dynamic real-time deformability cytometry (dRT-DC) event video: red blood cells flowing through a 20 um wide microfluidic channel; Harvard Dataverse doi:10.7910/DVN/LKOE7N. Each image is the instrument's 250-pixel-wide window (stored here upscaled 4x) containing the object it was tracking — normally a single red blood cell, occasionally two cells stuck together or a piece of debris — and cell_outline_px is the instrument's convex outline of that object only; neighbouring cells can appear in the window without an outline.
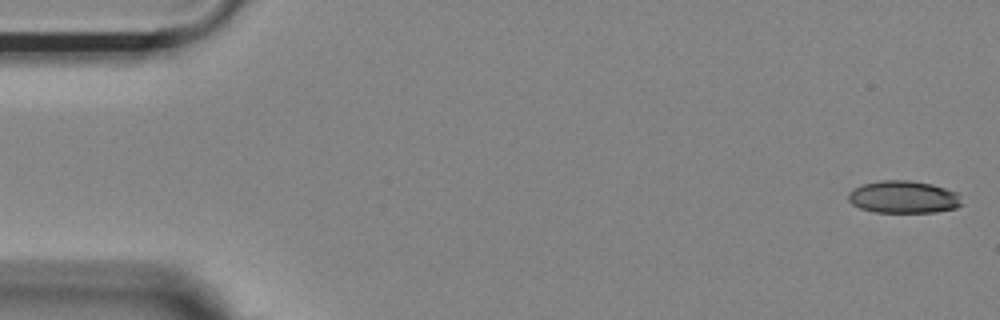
{"species": "Egyptian fruit bat (a non-hibernating species)", "species_latin": "Rousettus aegyptiacus", "temperature_condition": "room temperature", "stored_images_in_passage": 49, "camera_frame_rate_fps": 3000, "um_per_image_px": 0.085, "animal": {"sex": "female"}, "frame": {"image": 1, "passage_image": 1, "time_ms": 0.0, "image_size_px": [1000, 320], "cell_outline_px": [[964, 204], [956, 208], [936, 212], [876, 212], [860, 208], [852, 204], [848, 200], [848, 192], [852, 188], [864, 184], [880, 180], [908, 180], [932, 184], [956, 192], [960, 196]], "centroid_in_image_um": [76.8, 16.75], "position_along_channel_um": 8.2, "area_um2": 21.56}}
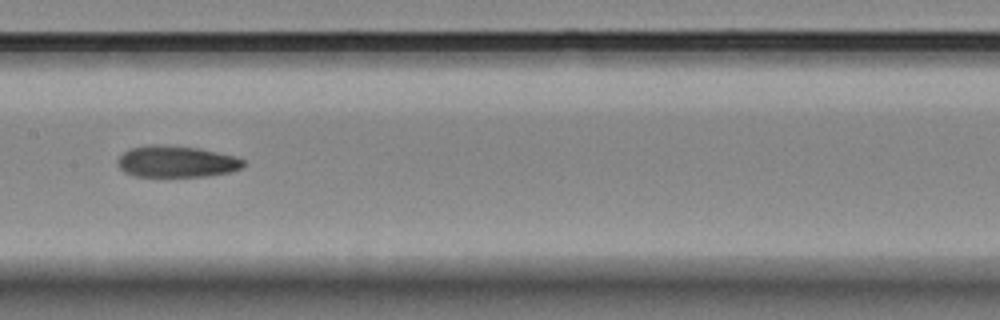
{"frame": {"image": 2, "passage_image": 26, "time_ms": 8.333, "image_size_px": [1000, 320], "cell_outline_px": [[244, 164], [240, 168], [232, 172], [208, 176], [136, 176], [124, 172], [116, 164], [116, 160], [124, 152], [132, 148], [148, 144], [156, 144], [200, 148], [236, 156], [244, 160]], "centroid_in_image_um": [15.0, 13.73], "position_along_channel_um": 192.4, "area_um2": 23.18}}
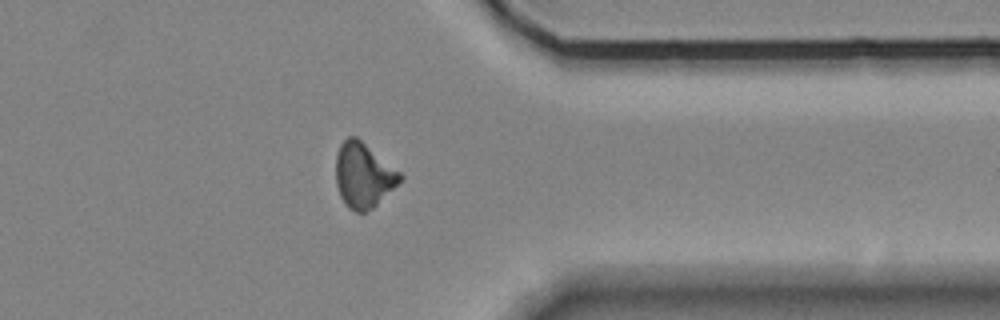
{"frame": {"image": 3, "passage_image": 42, "time_ms": 13.667, "image_size_px": [1000, 320], "cell_outline_px": [[404, 176], [372, 208], [364, 212], [356, 212], [348, 208], [344, 204], [340, 196], [336, 184], [336, 156], [340, 144], [348, 136], [356, 136], [400, 172]], "centroid_in_image_um": [30.85, 14.89], "position_along_channel_um": 380.6, "area_um2": 23.87}}